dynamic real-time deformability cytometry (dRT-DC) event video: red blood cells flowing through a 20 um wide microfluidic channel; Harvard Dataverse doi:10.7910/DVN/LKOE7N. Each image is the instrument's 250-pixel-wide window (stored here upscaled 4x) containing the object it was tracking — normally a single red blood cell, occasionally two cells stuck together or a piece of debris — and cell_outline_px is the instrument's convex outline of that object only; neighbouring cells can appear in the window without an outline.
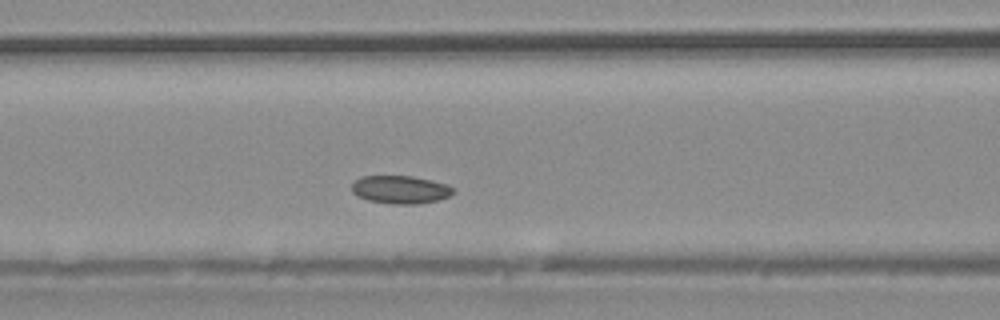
{"species": "common noctule bat (a hibernating species)", "species_latin": "Nyctalus noctula", "temperature_condition": "warm", "stored_images_in_passage": 35, "camera_frame_rate_fps": 3000, "um_per_image_px": 0.085, "animal": {"sex": "male", "body_mass_g": 20.4}, "frame": {"image": 1, "passage_image": 11, "time_ms": 3.333, "image_size_px": [1000, 320], "cell_outline_px": [[456, 192], [448, 196], [436, 200], [416, 204], [392, 204], [368, 200], [356, 196], [352, 192], [352, 184], [360, 176], [412, 176], [444, 184], [456, 188]], "centroid_in_image_um": [34.01, 16.12], "position_along_channel_um": 132.6, "area_um2": 16.47}}
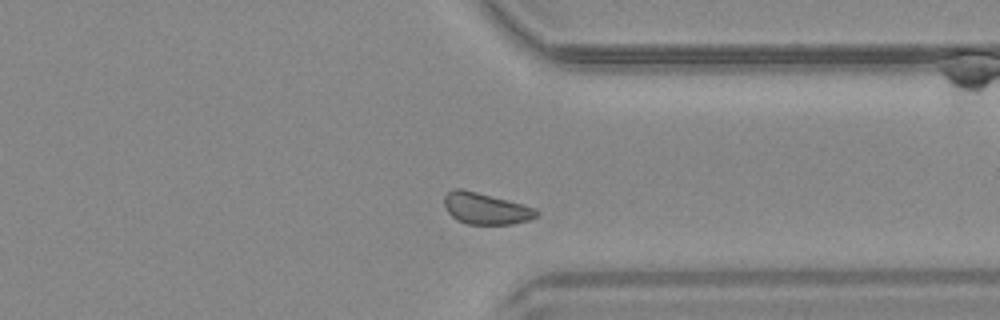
{"frame": {"image": 2, "passage_image": 25, "time_ms": 8.0, "image_size_px": [1000, 320], "cell_outline_px": [[540, 212], [536, 216], [528, 220], [512, 224], [468, 224], [456, 220], [448, 212], [444, 204], [444, 196], [452, 188], [464, 188], [536, 208]], "centroid_in_image_um": [41.26, 17.71], "position_along_channel_um": 370.1, "area_um2": 16.94}}